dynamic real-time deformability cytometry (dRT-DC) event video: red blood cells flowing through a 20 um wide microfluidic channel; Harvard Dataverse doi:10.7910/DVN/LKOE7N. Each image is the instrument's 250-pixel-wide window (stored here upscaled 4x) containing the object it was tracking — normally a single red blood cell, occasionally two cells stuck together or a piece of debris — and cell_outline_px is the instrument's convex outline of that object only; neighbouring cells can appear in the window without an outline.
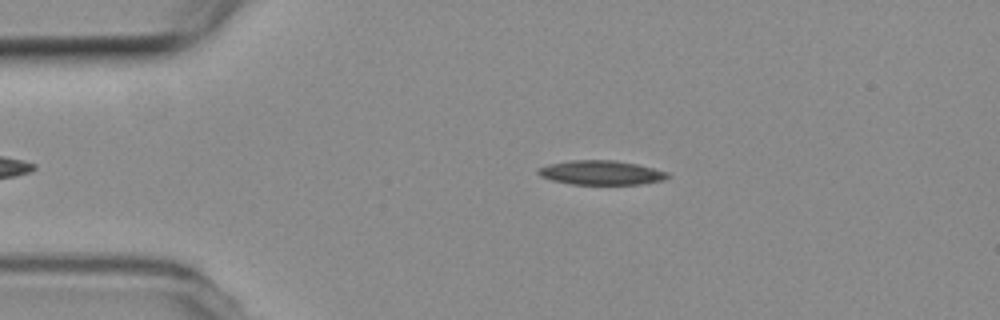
{"species": "common noctule bat (a hibernating species)", "species_latin": "Nyctalus noctula", "temperature_condition": "room temperature", "stored_images_in_passage": 42, "camera_frame_rate_fps": 3000, "um_per_image_px": 0.085, "animal": {"sex": "female", "body_mass_g": 19.3, "forearm_length_mm": 54.1}, "frame": {"image": 1, "passage_image": 5, "time_ms": 1.333, "image_size_px": [1000, 320], "cell_outline_px": [[668, 176], [664, 180], [640, 184], [572, 184], [552, 180], [540, 176], [536, 172], [536, 168], [548, 164], [572, 160], [612, 160], [636, 164], [668, 172]], "centroid_in_image_um": [51.04, 14.67], "position_along_channel_um": 34.0, "area_um2": 18.21}}
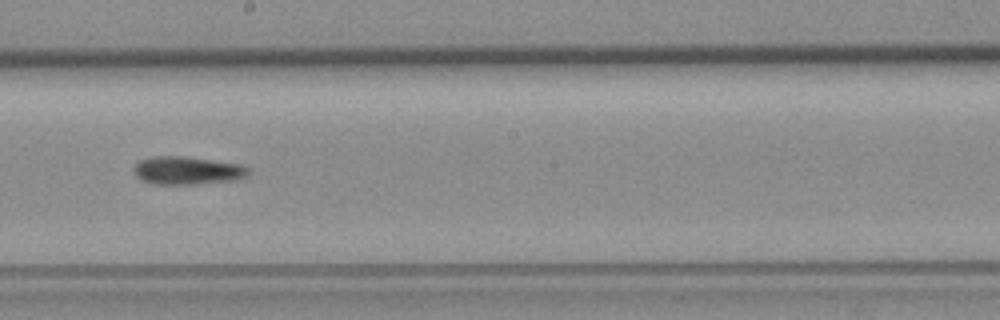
{"frame": {"image": 2, "passage_image": 24, "time_ms": 7.667, "image_size_px": [1000, 320], "cell_outline_px": [[248, 176], [240, 180], [196, 184], [152, 184], [140, 180], [136, 176], [136, 164], [140, 160], [152, 156], [180, 156], [240, 164], [248, 168]], "centroid_in_image_um": [15.94, 14.51], "position_along_channel_um": 232.3, "area_um2": 18.67}}
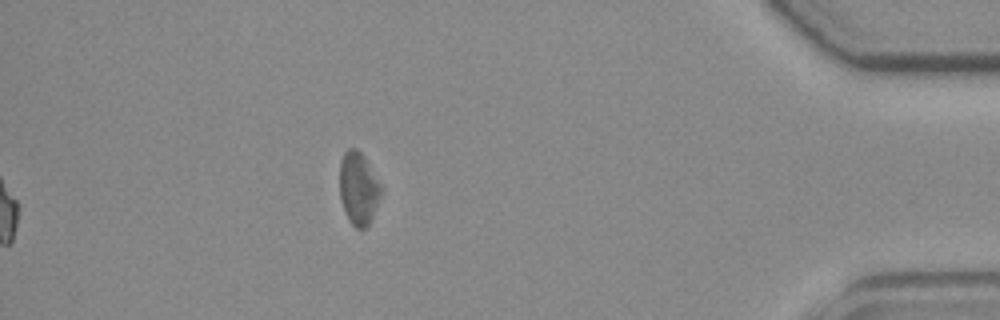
{"frame": {"image": 3, "passage_image": 42, "time_ms": 13.667, "image_size_px": [1000, 320], "cell_outline_px": [[384, 188], [372, 216], [368, 224], [364, 228], [356, 228], [352, 224], [340, 200], [340, 160], [344, 152], [348, 148], [356, 148], [364, 156]], "centroid_in_image_um": [30.48, 15.97], "position_along_channel_um": 404.7, "area_um2": 17.46}, "authors_computed_cell_mechanics": {"area_um2": 18.2648, "velocity_mm_per_s": 3.7549, "shape_relaxation_time_tau1_ms": 8.2366, "shape_relaxation_time_tau2_ms": null, "deformation_change_tau1": 0.1586, "deformation_change_tau2": null}}